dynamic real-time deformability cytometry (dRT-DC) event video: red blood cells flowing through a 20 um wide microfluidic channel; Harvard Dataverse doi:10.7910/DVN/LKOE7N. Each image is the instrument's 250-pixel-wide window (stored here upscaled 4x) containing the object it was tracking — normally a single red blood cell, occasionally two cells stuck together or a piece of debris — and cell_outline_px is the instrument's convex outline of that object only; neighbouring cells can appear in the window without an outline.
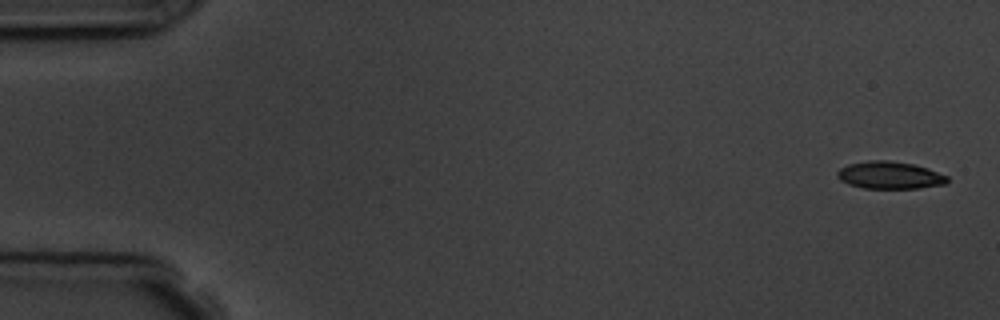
{"species": "common noctule bat (a hibernating species)", "species_latin": "Nyctalus noctula", "temperature_condition": "room temperature", "stored_images_in_passage": 5, "camera_frame_rate_fps": 3000, "um_per_image_px": 0.085, "animal": {"sex": "male", "body_mass_g": 19.5, "forearm_length_mm": 54.6}, "frame": {"image": 1, "passage_image": 1, "time_ms": 0.0, "image_size_px": [1000, 320], "cell_outline_px": [[948, 184], [916, 188], [864, 188], [848, 184], [840, 180], [836, 176], [836, 172], [840, 168], [848, 164], [868, 160], [888, 160], [912, 164], [928, 168], [948, 176]], "centroid_in_image_um": [75.62, 14.89], "position_along_channel_um": 9.4, "area_um2": 17.63}}
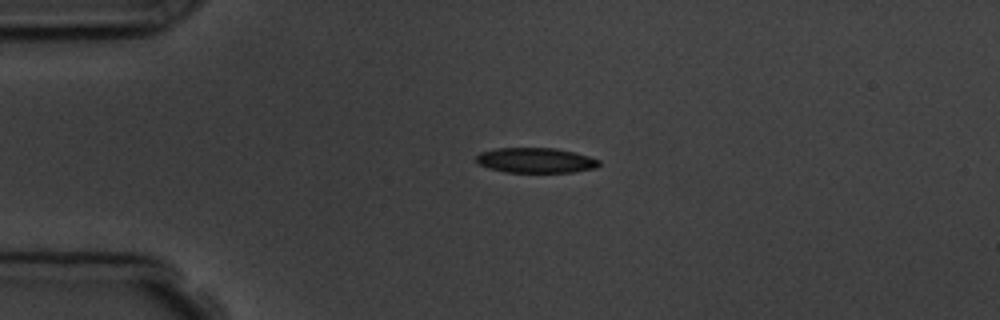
{"frame": {"image": 2, "passage_image": 4, "time_ms": 3.667, "image_size_px": [1000, 320], "cell_outline_px": [[600, 164], [596, 168], [572, 172], [504, 172], [488, 168], [480, 164], [476, 160], [476, 156], [480, 152], [496, 148], [556, 148], [588, 156], [600, 160]], "centroid_in_image_um": [45.52, 13.63], "position_along_channel_um": 39.5, "area_um2": 17.92}}